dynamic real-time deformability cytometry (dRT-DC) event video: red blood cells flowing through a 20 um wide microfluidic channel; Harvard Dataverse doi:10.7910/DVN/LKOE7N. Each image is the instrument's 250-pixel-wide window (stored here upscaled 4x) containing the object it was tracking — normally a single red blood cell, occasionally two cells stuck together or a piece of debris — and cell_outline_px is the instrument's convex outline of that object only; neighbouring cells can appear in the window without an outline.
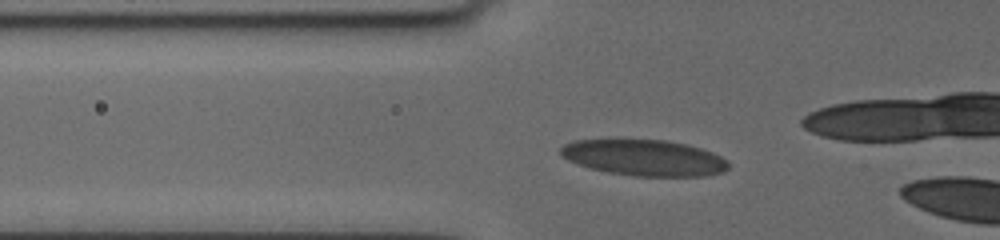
{"species": "human", "species_latin": "Homo sapiens", "temperature_condition": "cold", "stored_images_in_passage": 10, "camera_frame_rate_fps": 3000, "um_per_image_px": 0.085, "donor": {"sex": "female"}, "frame": {"image": 1, "passage_image": 8, "time_ms": 2.333, "image_size_px": [1000, 240], "cell_outline_px": [[728, 168], [724, 172], [704, 176], [632, 176], [608, 172], [588, 168], [576, 164], [560, 156], [560, 148], [564, 144], [576, 140], [664, 140], [684, 144], [700, 148], [712, 152], [720, 156], [728, 164]], "centroid_in_image_um": [54.71, 13.42], "position_along_channel_um": 71.1, "area_um2": 35.14}}